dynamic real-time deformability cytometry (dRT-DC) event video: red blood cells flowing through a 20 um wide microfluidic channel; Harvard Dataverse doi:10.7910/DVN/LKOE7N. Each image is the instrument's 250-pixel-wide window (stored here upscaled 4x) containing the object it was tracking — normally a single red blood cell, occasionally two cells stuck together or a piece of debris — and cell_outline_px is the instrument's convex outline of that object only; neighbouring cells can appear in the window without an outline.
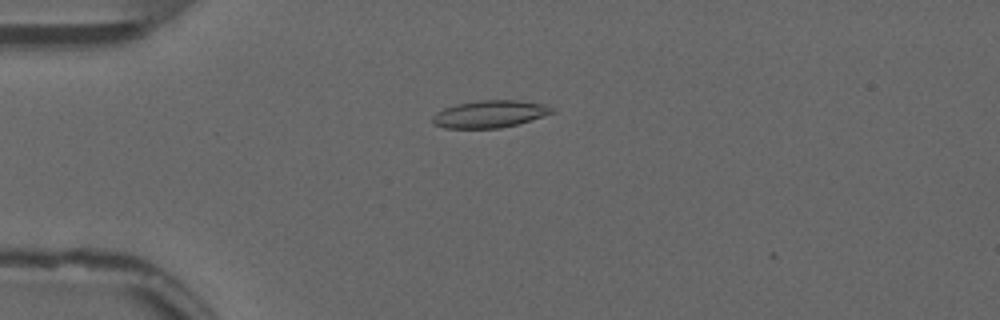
{"species": "common noctule bat (a hibernating species)", "species_latin": "Nyctalus noctula", "temperature_condition": "warm", "stored_images_in_passage": 49, "camera_frame_rate_fps": 3000, "um_per_image_px": 0.085, "animal": {"sex": "male", "forearm_length_mm": 52.5}, "frame": {"image": 1, "passage_image": 9, "time_ms": 2.667, "image_size_px": [1000, 320], "cell_outline_px": [[556, 112], [516, 124], [500, 128], [444, 128], [432, 124], [432, 116], [436, 112], [444, 108], [456, 104], [480, 100], [516, 100], [544, 104], [552, 108]], "centroid_in_image_um": [41.58, 9.69], "position_along_channel_um": 43.4, "area_um2": 18.9}}
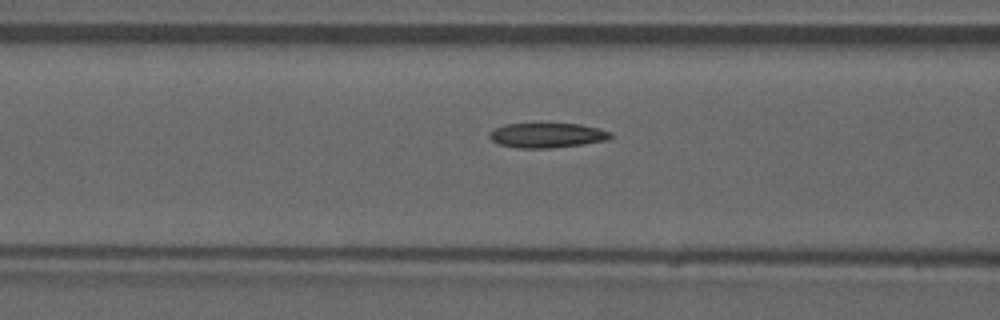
{"frame": {"image": 2, "passage_image": 17, "time_ms": 5.333, "image_size_px": [1000, 320], "cell_outline_px": [[612, 136], [608, 140], [584, 144], [548, 148], [516, 148], [500, 144], [492, 140], [488, 136], [488, 132], [504, 124], [580, 124], [600, 128], [612, 132]], "centroid_in_image_um": [46.52, 11.5], "position_along_channel_um": 120.1, "area_um2": 17.51}}
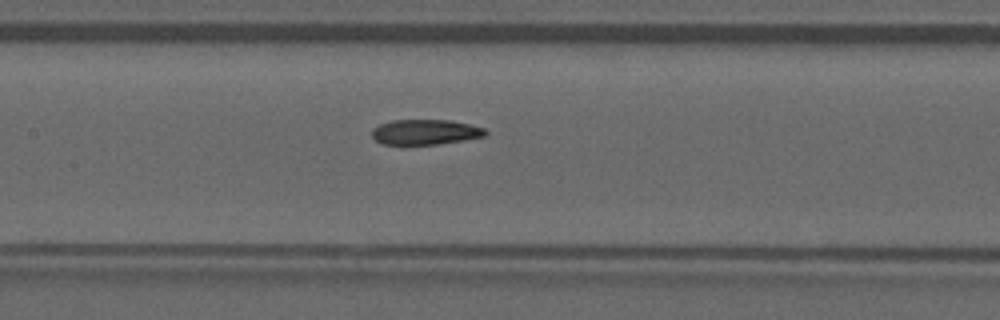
{"frame": {"image": 3, "passage_image": 21, "time_ms": 6.667, "image_size_px": [1000, 320], "cell_outline_px": [[488, 132], [484, 136], [464, 140], [436, 144], [384, 144], [376, 140], [372, 136], [372, 132], [380, 124], [392, 120], [448, 120], [468, 124], [484, 128]], "centroid_in_image_um": [36.16, 11.22], "position_along_channel_um": 171.2, "area_um2": 16.36}, "authors_computed_cell_mechanics": {"area_um2": 17.7446, "velocity_mm_per_s": 3.8309, "shape_relaxation_time_tau1_ms": null, "shape_relaxation_time_tau2_ms": 3.8373, "deformation_change_tau1": null, "deformation_change_tau2": 0.1024}}